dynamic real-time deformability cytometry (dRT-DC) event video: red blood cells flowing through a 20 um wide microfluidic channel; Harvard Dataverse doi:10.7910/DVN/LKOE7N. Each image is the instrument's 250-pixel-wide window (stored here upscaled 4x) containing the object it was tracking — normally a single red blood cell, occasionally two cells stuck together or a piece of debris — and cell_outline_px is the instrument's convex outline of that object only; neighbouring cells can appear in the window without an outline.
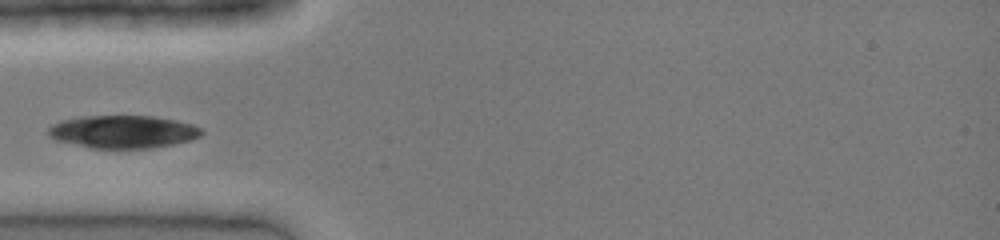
{"species": "common noctule bat (a hibernating species)", "species_latin": "Nyctalus noctula", "temperature_condition": "cold", "stored_images_in_passage": 7, "camera_frame_rate_fps": 3000, "um_per_image_px": 0.085, "animal": {"sex": "female", "body_mass_g": 19.0, "forearm_length_mm": 51.5}, "frame": {"image": 1, "passage_image": 3, "time_ms": 0.667, "image_size_px": [1000, 240], "cell_outline_px": [[204, 132], [200, 136], [192, 140], [172, 144], [148, 148], [92, 148], [56, 140], [48, 136], [48, 128], [52, 124], [60, 120], [80, 116], [156, 116], [176, 120], [192, 124], [200, 128]], "centroid_in_image_um": [10.44, 11.19], "position_along_channel_um": 74.6, "area_um2": 29.36}}
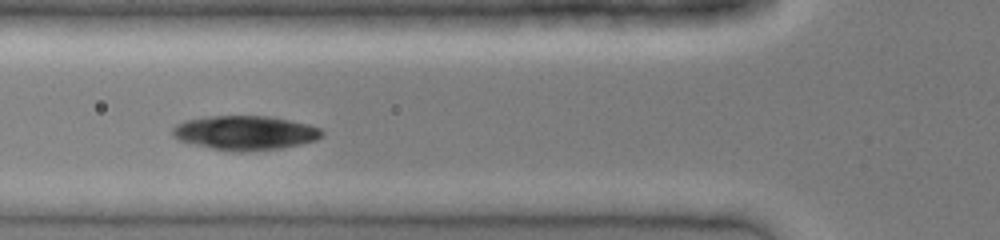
{"frame": {"image": 2, "passage_image": 5, "time_ms": 1.333, "image_size_px": [1000, 240], "cell_outline_px": [[324, 136], [316, 140], [300, 144], [280, 148], [244, 152], [236, 152], [212, 148], [180, 140], [172, 136], [172, 128], [176, 124], [184, 120], [204, 116], [268, 116], [308, 124], [320, 128], [324, 132]], "centroid_in_image_um": [20.83, 11.28], "position_along_channel_um": 105.0, "area_um2": 29.82}}
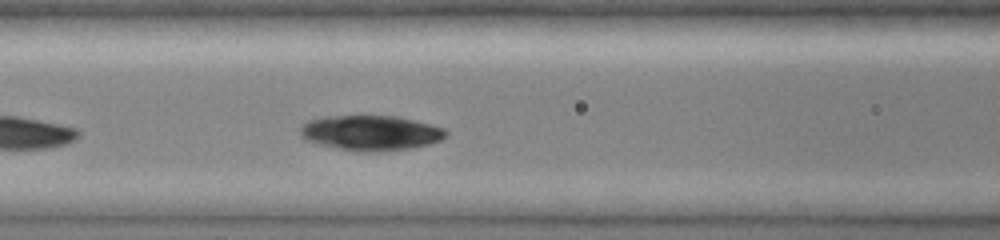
{"frame": {"image": 3, "passage_image": 7, "time_ms": 2.0, "image_size_px": [1000, 240], "cell_outline_px": [[448, 136], [440, 140], [428, 144], [408, 148], [372, 152], [360, 152], [320, 144], [304, 140], [300, 136], [300, 128], [308, 120], [320, 116], [396, 116], [432, 124], [444, 128], [448, 132]], "centroid_in_image_um": [31.5, 11.28], "position_along_channel_um": 135.1, "area_um2": 29.77}}